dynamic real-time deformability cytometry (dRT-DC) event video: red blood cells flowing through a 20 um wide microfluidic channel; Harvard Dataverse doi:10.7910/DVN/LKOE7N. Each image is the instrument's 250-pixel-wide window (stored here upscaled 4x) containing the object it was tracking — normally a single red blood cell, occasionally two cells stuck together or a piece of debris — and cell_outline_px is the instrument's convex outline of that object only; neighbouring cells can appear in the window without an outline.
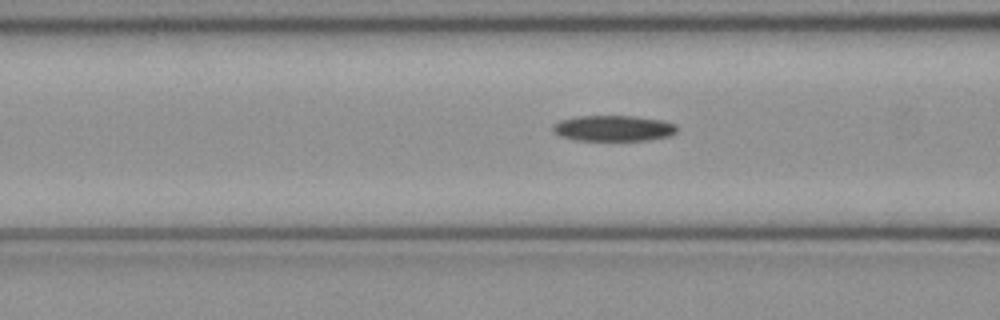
{"species": "common noctule bat (a hibernating species)", "species_latin": "Nyctalus noctula", "temperature_condition": "cold", "stored_images_in_passage": 38, "camera_frame_rate_fps": 3000, "um_per_image_px": 0.085, "animal": {"sex": "female", "body_mass_g": 21.9}, "frame": {"image": 1, "passage_image": 12, "time_ms": 3.667, "image_size_px": [1000, 320], "cell_outline_px": [[676, 132], [672, 136], [648, 140], [576, 140], [560, 136], [552, 132], [552, 124], [560, 120], [576, 116], [632, 116], [664, 120], [676, 124]], "centroid_in_image_um": [52.13, 10.9], "position_along_channel_um": 114.5, "area_um2": 18.84}}
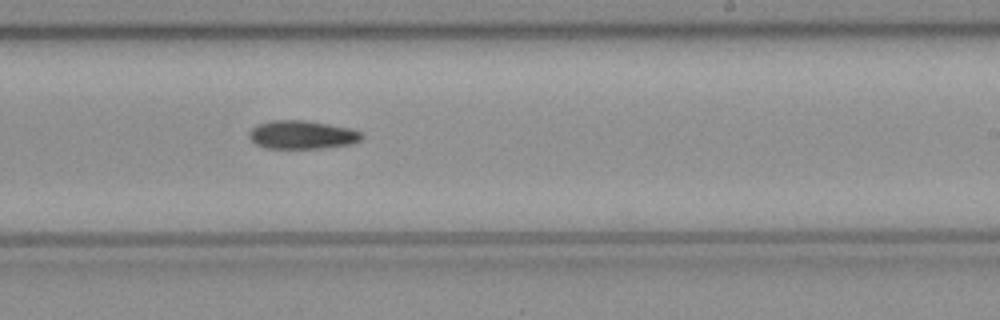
{"frame": {"image": 2, "passage_image": 23, "time_ms": 7.333, "image_size_px": [1000, 320], "cell_outline_px": [[364, 136], [360, 140], [352, 144], [324, 148], [264, 148], [256, 144], [248, 136], [248, 132], [256, 124], [272, 120], [304, 120], [352, 128], [360, 132]], "centroid_in_image_um": [25.67, 11.45], "position_along_channel_um": 263.3, "area_um2": 18.79}}
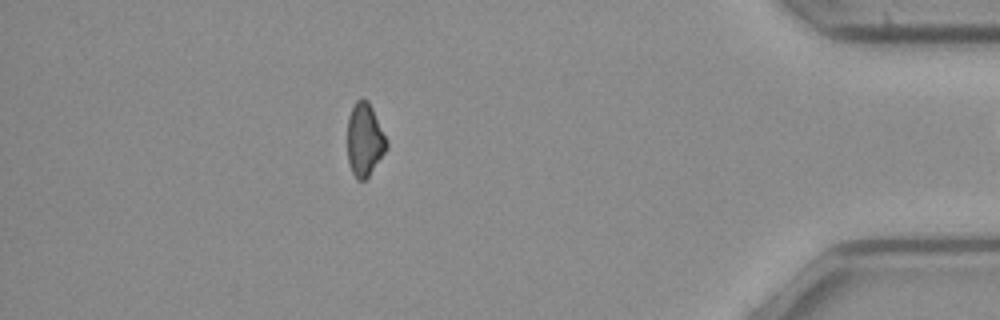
{"frame": {"image": 3, "passage_image": 37, "time_ms": 12.0, "image_size_px": [1000, 320], "cell_outline_px": [[388, 148], [368, 176], [364, 180], [356, 180], [352, 172], [348, 160], [348, 116], [356, 100], [368, 100], [388, 140]], "centroid_in_image_um": [31.0, 11.89], "position_along_channel_um": 404.2, "area_um2": 16.59}}